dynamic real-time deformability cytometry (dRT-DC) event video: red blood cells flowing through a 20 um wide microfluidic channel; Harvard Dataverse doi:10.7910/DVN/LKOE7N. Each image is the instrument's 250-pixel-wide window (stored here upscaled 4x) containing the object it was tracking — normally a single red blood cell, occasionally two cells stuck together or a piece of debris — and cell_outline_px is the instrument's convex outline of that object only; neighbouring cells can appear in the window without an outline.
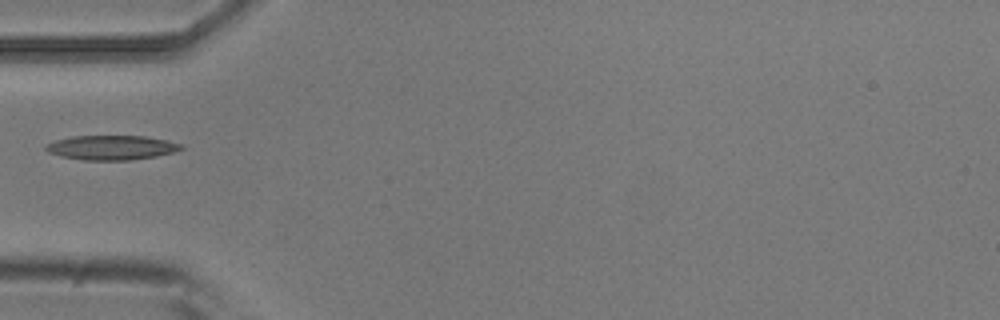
{"species": "common noctule bat (a hibernating species)", "species_latin": "Nyctalus noctula", "temperature_condition": "room temperature", "stored_images_in_passage": 3, "camera_frame_rate_fps": 3000, "um_per_image_px": 0.085, "animal": {"sex": "male", "body_mass_g": 20.5, "forearm_length_mm": 52.5}, "frame": {"image": 1, "passage_image": 2, "time_ms": 0.333, "image_size_px": [1000, 320], "cell_outline_px": [[184, 148], [172, 152], [156, 156], [128, 160], [84, 160], [60, 156], [48, 152], [44, 148], [48, 144], [56, 140], [72, 136], [144, 136], [168, 140], [184, 144]], "centroid_in_image_um": [9.5, 12.54], "position_along_channel_um": 75.5, "area_um2": 19.25}}
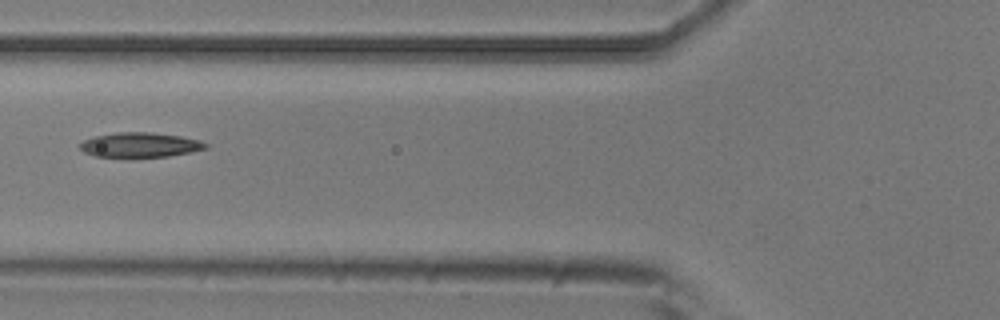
{"frame": {"image": 2, "passage_image": 3, "time_ms": 0.667, "image_size_px": [1000, 320], "cell_outline_px": [[208, 148], [168, 156], [96, 156], [84, 152], [76, 144], [84, 140], [96, 136], [116, 132], [152, 132], [180, 136], [200, 140], [208, 144]], "centroid_in_image_um": [11.89, 12.3], "position_along_channel_um": 113.9, "area_um2": 17.86}}